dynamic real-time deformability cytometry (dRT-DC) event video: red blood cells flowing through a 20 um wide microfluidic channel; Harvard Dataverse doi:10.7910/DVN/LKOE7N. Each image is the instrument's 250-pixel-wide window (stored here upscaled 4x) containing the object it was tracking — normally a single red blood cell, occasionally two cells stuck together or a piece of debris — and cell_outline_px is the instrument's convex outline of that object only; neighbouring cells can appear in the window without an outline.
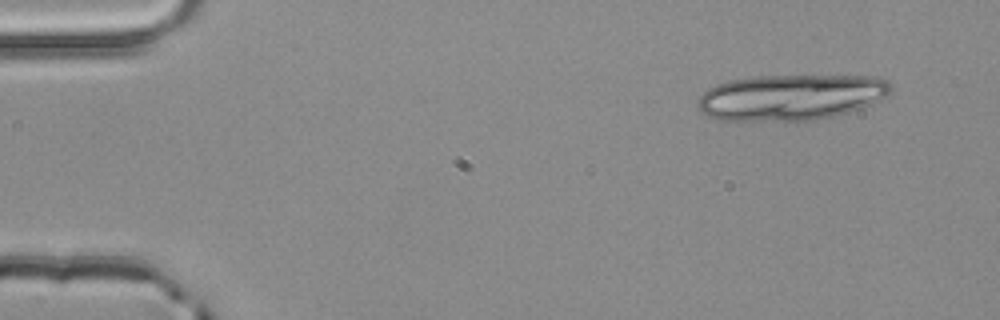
{"species": "common noctule bat (a hibernating species)", "species_latin": "Nyctalus noctula", "temperature_condition": "room temperature", "stored_images_in_passage": 4, "segment_of_instrument_passage": [1, 2], "camera_frame_rate_fps": 3000, "um_per_image_px": 0.085, "animal": {"sex": "male", "body_mass_g": 20.4}, "frame": {"image": 1, "passage_image": 1, "time_ms": 0.0, "image_size_px": [1000, 320], "cell_outline_px": [[892, 88], [884, 96], [872, 104], [848, 112], [832, 116], [812, 120], [720, 120], [708, 116], [696, 104], [700, 96], [708, 88], [716, 84], [728, 80], [752, 76], [880, 76], [888, 80], [892, 84]], "centroid_in_image_um": [67.23, 8.25], "position_along_channel_um": 17.8, "area_um2": 51.5}}